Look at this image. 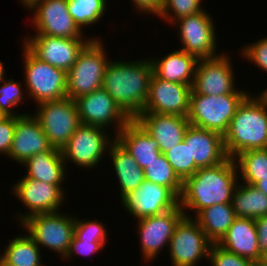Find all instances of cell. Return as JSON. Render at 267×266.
<instances>
[{"label": "cell", "instance_id": "obj_32", "mask_svg": "<svg viewBox=\"0 0 267 266\" xmlns=\"http://www.w3.org/2000/svg\"><path fill=\"white\" fill-rule=\"evenodd\" d=\"M145 180L169 188L178 198L181 195L183 181L177 176L164 154L152 161L144 169Z\"/></svg>", "mask_w": 267, "mask_h": 266}, {"label": "cell", "instance_id": "obj_36", "mask_svg": "<svg viewBox=\"0 0 267 266\" xmlns=\"http://www.w3.org/2000/svg\"><path fill=\"white\" fill-rule=\"evenodd\" d=\"M4 77L0 81V108L8 116H21L23 114H16L15 111H12L13 108H16L20 102H24L25 95L22 90V84L19 81H14L13 79L5 80ZM12 108V109H10Z\"/></svg>", "mask_w": 267, "mask_h": 266}, {"label": "cell", "instance_id": "obj_35", "mask_svg": "<svg viewBox=\"0 0 267 266\" xmlns=\"http://www.w3.org/2000/svg\"><path fill=\"white\" fill-rule=\"evenodd\" d=\"M201 2L202 0H163L158 16L173 24L182 17L203 11Z\"/></svg>", "mask_w": 267, "mask_h": 266}, {"label": "cell", "instance_id": "obj_43", "mask_svg": "<svg viewBox=\"0 0 267 266\" xmlns=\"http://www.w3.org/2000/svg\"><path fill=\"white\" fill-rule=\"evenodd\" d=\"M258 242L261 251L267 248V215L255 219Z\"/></svg>", "mask_w": 267, "mask_h": 266}, {"label": "cell", "instance_id": "obj_37", "mask_svg": "<svg viewBox=\"0 0 267 266\" xmlns=\"http://www.w3.org/2000/svg\"><path fill=\"white\" fill-rule=\"evenodd\" d=\"M74 236L77 239L99 240L104 246L107 241V231L102 222L97 220H81L75 217Z\"/></svg>", "mask_w": 267, "mask_h": 266}, {"label": "cell", "instance_id": "obj_1", "mask_svg": "<svg viewBox=\"0 0 267 266\" xmlns=\"http://www.w3.org/2000/svg\"><path fill=\"white\" fill-rule=\"evenodd\" d=\"M236 162L228 157L224 162L199 168L193 176L183 181L179 205L197 215L202 209L221 203H231L239 177Z\"/></svg>", "mask_w": 267, "mask_h": 266}, {"label": "cell", "instance_id": "obj_26", "mask_svg": "<svg viewBox=\"0 0 267 266\" xmlns=\"http://www.w3.org/2000/svg\"><path fill=\"white\" fill-rule=\"evenodd\" d=\"M65 161L60 149L52 147L47 152L35 154L22 165L26 166L25 177L57 185L62 189L66 177Z\"/></svg>", "mask_w": 267, "mask_h": 266}, {"label": "cell", "instance_id": "obj_42", "mask_svg": "<svg viewBox=\"0 0 267 266\" xmlns=\"http://www.w3.org/2000/svg\"><path fill=\"white\" fill-rule=\"evenodd\" d=\"M132 2L138 11L158 16L162 9L163 0H132Z\"/></svg>", "mask_w": 267, "mask_h": 266}, {"label": "cell", "instance_id": "obj_25", "mask_svg": "<svg viewBox=\"0 0 267 266\" xmlns=\"http://www.w3.org/2000/svg\"><path fill=\"white\" fill-rule=\"evenodd\" d=\"M198 58L178 49L158 59H151L153 73L169 82L183 83L192 87Z\"/></svg>", "mask_w": 267, "mask_h": 266}, {"label": "cell", "instance_id": "obj_28", "mask_svg": "<svg viewBox=\"0 0 267 266\" xmlns=\"http://www.w3.org/2000/svg\"><path fill=\"white\" fill-rule=\"evenodd\" d=\"M236 218L232 203H221L202 209L194 218L206 237L217 243Z\"/></svg>", "mask_w": 267, "mask_h": 266}, {"label": "cell", "instance_id": "obj_11", "mask_svg": "<svg viewBox=\"0 0 267 266\" xmlns=\"http://www.w3.org/2000/svg\"><path fill=\"white\" fill-rule=\"evenodd\" d=\"M74 100L81 124L106 130L112 125L116 130L115 136L131 120L103 87Z\"/></svg>", "mask_w": 267, "mask_h": 266}, {"label": "cell", "instance_id": "obj_13", "mask_svg": "<svg viewBox=\"0 0 267 266\" xmlns=\"http://www.w3.org/2000/svg\"><path fill=\"white\" fill-rule=\"evenodd\" d=\"M206 10L182 17L173 23L179 24V37L182 46L179 49L196 56L198 59L212 58L217 54V36L215 22Z\"/></svg>", "mask_w": 267, "mask_h": 266}, {"label": "cell", "instance_id": "obj_4", "mask_svg": "<svg viewBox=\"0 0 267 266\" xmlns=\"http://www.w3.org/2000/svg\"><path fill=\"white\" fill-rule=\"evenodd\" d=\"M100 38H92L80 51L75 64L67 72V98L76 99L103 85L105 69L110 60Z\"/></svg>", "mask_w": 267, "mask_h": 266}, {"label": "cell", "instance_id": "obj_51", "mask_svg": "<svg viewBox=\"0 0 267 266\" xmlns=\"http://www.w3.org/2000/svg\"><path fill=\"white\" fill-rule=\"evenodd\" d=\"M262 94L267 98V89L266 88L262 91Z\"/></svg>", "mask_w": 267, "mask_h": 266}, {"label": "cell", "instance_id": "obj_52", "mask_svg": "<svg viewBox=\"0 0 267 266\" xmlns=\"http://www.w3.org/2000/svg\"><path fill=\"white\" fill-rule=\"evenodd\" d=\"M263 102L265 103L267 109V98L264 95H263Z\"/></svg>", "mask_w": 267, "mask_h": 266}, {"label": "cell", "instance_id": "obj_27", "mask_svg": "<svg viewBox=\"0 0 267 266\" xmlns=\"http://www.w3.org/2000/svg\"><path fill=\"white\" fill-rule=\"evenodd\" d=\"M107 153L112 159V166L120 184V198H122L143 183L144 170L115 138L109 145Z\"/></svg>", "mask_w": 267, "mask_h": 266}, {"label": "cell", "instance_id": "obj_3", "mask_svg": "<svg viewBox=\"0 0 267 266\" xmlns=\"http://www.w3.org/2000/svg\"><path fill=\"white\" fill-rule=\"evenodd\" d=\"M228 157L252 150L267 148V109L263 94H248L237 107L227 132L223 135Z\"/></svg>", "mask_w": 267, "mask_h": 266}, {"label": "cell", "instance_id": "obj_38", "mask_svg": "<svg viewBox=\"0 0 267 266\" xmlns=\"http://www.w3.org/2000/svg\"><path fill=\"white\" fill-rule=\"evenodd\" d=\"M207 260L212 266H251L253 262L223 249L216 243H212Z\"/></svg>", "mask_w": 267, "mask_h": 266}, {"label": "cell", "instance_id": "obj_40", "mask_svg": "<svg viewBox=\"0 0 267 266\" xmlns=\"http://www.w3.org/2000/svg\"><path fill=\"white\" fill-rule=\"evenodd\" d=\"M103 248L104 245L99 240L77 239L74 236L64 259L73 258L72 256L76 253L80 256L92 255L91 253L95 254Z\"/></svg>", "mask_w": 267, "mask_h": 266}, {"label": "cell", "instance_id": "obj_5", "mask_svg": "<svg viewBox=\"0 0 267 266\" xmlns=\"http://www.w3.org/2000/svg\"><path fill=\"white\" fill-rule=\"evenodd\" d=\"M249 93H231L219 96L197 94L191 91L188 120L190 125L224 135L237 107Z\"/></svg>", "mask_w": 267, "mask_h": 266}, {"label": "cell", "instance_id": "obj_15", "mask_svg": "<svg viewBox=\"0 0 267 266\" xmlns=\"http://www.w3.org/2000/svg\"><path fill=\"white\" fill-rule=\"evenodd\" d=\"M84 38L85 36L83 38H63L33 35L27 36L23 45L40 61L49 63L67 73L75 64L80 51L92 39Z\"/></svg>", "mask_w": 267, "mask_h": 266}, {"label": "cell", "instance_id": "obj_10", "mask_svg": "<svg viewBox=\"0 0 267 266\" xmlns=\"http://www.w3.org/2000/svg\"><path fill=\"white\" fill-rule=\"evenodd\" d=\"M212 242L192 215H185L173 232L169 255L173 266H195L201 258L208 259Z\"/></svg>", "mask_w": 267, "mask_h": 266}, {"label": "cell", "instance_id": "obj_21", "mask_svg": "<svg viewBox=\"0 0 267 266\" xmlns=\"http://www.w3.org/2000/svg\"><path fill=\"white\" fill-rule=\"evenodd\" d=\"M135 120L158 142L162 154L183 140L190 125L188 117L173 114L141 113Z\"/></svg>", "mask_w": 267, "mask_h": 266}, {"label": "cell", "instance_id": "obj_6", "mask_svg": "<svg viewBox=\"0 0 267 266\" xmlns=\"http://www.w3.org/2000/svg\"><path fill=\"white\" fill-rule=\"evenodd\" d=\"M21 224L39 247H46L65 257L74 237L75 217L61 211L38 213L29 216Z\"/></svg>", "mask_w": 267, "mask_h": 266}, {"label": "cell", "instance_id": "obj_34", "mask_svg": "<svg viewBox=\"0 0 267 266\" xmlns=\"http://www.w3.org/2000/svg\"><path fill=\"white\" fill-rule=\"evenodd\" d=\"M164 155L182 181L193 176L199 169L194 160H191L189 141L185 137L179 144L165 152Z\"/></svg>", "mask_w": 267, "mask_h": 266}, {"label": "cell", "instance_id": "obj_44", "mask_svg": "<svg viewBox=\"0 0 267 266\" xmlns=\"http://www.w3.org/2000/svg\"><path fill=\"white\" fill-rule=\"evenodd\" d=\"M254 186L267 196V176L260 177V180Z\"/></svg>", "mask_w": 267, "mask_h": 266}, {"label": "cell", "instance_id": "obj_16", "mask_svg": "<svg viewBox=\"0 0 267 266\" xmlns=\"http://www.w3.org/2000/svg\"><path fill=\"white\" fill-rule=\"evenodd\" d=\"M123 207L136 219L168 212L179 205V198L167 187L144 180L133 192L121 198Z\"/></svg>", "mask_w": 267, "mask_h": 266}, {"label": "cell", "instance_id": "obj_2", "mask_svg": "<svg viewBox=\"0 0 267 266\" xmlns=\"http://www.w3.org/2000/svg\"><path fill=\"white\" fill-rule=\"evenodd\" d=\"M153 74L151 60L109 61L102 87L131 119L143 111Z\"/></svg>", "mask_w": 267, "mask_h": 266}, {"label": "cell", "instance_id": "obj_8", "mask_svg": "<svg viewBox=\"0 0 267 266\" xmlns=\"http://www.w3.org/2000/svg\"><path fill=\"white\" fill-rule=\"evenodd\" d=\"M37 106L33 116L39 121L50 145L61 150L81 125L75 100L65 97Z\"/></svg>", "mask_w": 267, "mask_h": 266}, {"label": "cell", "instance_id": "obj_45", "mask_svg": "<svg viewBox=\"0 0 267 266\" xmlns=\"http://www.w3.org/2000/svg\"><path fill=\"white\" fill-rule=\"evenodd\" d=\"M260 260L267 264V248L262 250Z\"/></svg>", "mask_w": 267, "mask_h": 266}, {"label": "cell", "instance_id": "obj_33", "mask_svg": "<svg viewBox=\"0 0 267 266\" xmlns=\"http://www.w3.org/2000/svg\"><path fill=\"white\" fill-rule=\"evenodd\" d=\"M106 0H67L68 12L78 27L91 26L105 14Z\"/></svg>", "mask_w": 267, "mask_h": 266}, {"label": "cell", "instance_id": "obj_17", "mask_svg": "<svg viewBox=\"0 0 267 266\" xmlns=\"http://www.w3.org/2000/svg\"><path fill=\"white\" fill-rule=\"evenodd\" d=\"M192 87L169 82L154 73L150 79L148 98L142 113L173 114L188 117Z\"/></svg>", "mask_w": 267, "mask_h": 266}, {"label": "cell", "instance_id": "obj_12", "mask_svg": "<svg viewBox=\"0 0 267 266\" xmlns=\"http://www.w3.org/2000/svg\"><path fill=\"white\" fill-rule=\"evenodd\" d=\"M29 10H33L32 25L37 34L51 37L82 38L83 30L74 22L68 12L67 0H37Z\"/></svg>", "mask_w": 267, "mask_h": 266}, {"label": "cell", "instance_id": "obj_18", "mask_svg": "<svg viewBox=\"0 0 267 266\" xmlns=\"http://www.w3.org/2000/svg\"><path fill=\"white\" fill-rule=\"evenodd\" d=\"M12 187L16 198L29 209L28 213L18 214L17 220L20 223L34 214L58 212L61 203L65 200V191L59 186L25 176Z\"/></svg>", "mask_w": 267, "mask_h": 266}, {"label": "cell", "instance_id": "obj_19", "mask_svg": "<svg viewBox=\"0 0 267 266\" xmlns=\"http://www.w3.org/2000/svg\"><path fill=\"white\" fill-rule=\"evenodd\" d=\"M186 214L188 213L178 205L163 214L138 220L137 228L144 260H154L164 245L169 246L176 225Z\"/></svg>", "mask_w": 267, "mask_h": 266}, {"label": "cell", "instance_id": "obj_50", "mask_svg": "<svg viewBox=\"0 0 267 266\" xmlns=\"http://www.w3.org/2000/svg\"><path fill=\"white\" fill-rule=\"evenodd\" d=\"M6 117H8V115H6L0 108V121L4 120Z\"/></svg>", "mask_w": 267, "mask_h": 266}, {"label": "cell", "instance_id": "obj_24", "mask_svg": "<svg viewBox=\"0 0 267 266\" xmlns=\"http://www.w3.org/2000/svg\"><path fill=\"white\" fill-rule=\"evenodd\" d=\"M115 139L143 170L162 154L158 142L135 119L130 120Z\"/></svg>", "mask_w": 267, "mask_h": 266}, {"label": "cell", "instance_id": "obj_20", "mask_svg": "<svg viewBox=\"0 0 267 266\" xmlns=\"http://www.w3.org/2000/svg\"><path fill=\"white\" fill-rule=\"evenodd\" d=\"M52 148L39 121L24 113L15 117V131L9 157L17 163L23 164L35 154L47 152Z\"/></svg>", "mask_w": 267, "mask_h": 266}, {"label": "cell", "instance_id": "obj_31", "mask_svg": "<svg viewBox=\"0 0 267 266\" xmlns=\"http://www.w3.org/2000/svg\"><path fill=\"white\" fill-rule=\"evenodd\" d=\"M233 159L239 168L237 170L240 171L243 183L255 185L260 177L267 176V148L248 150Z\"/></svg>", "mask_w": 267, "mask_h": 266}, {"label": "cell", "instance_id": "obj_48", "mask_svg": "<svg viewBox=\"0 0 267 266\" xmlns=\"http://www.w3.org/2000/svg\"><path fill=\"white\" fill-rule=\"evenodd\" d=\"M4 64L2 63V61L0 60V81L4 78V74H5V71H4Z\"/></svg>", "mask_w": 267, "mask_h": 266}, {"label": "cell", "instance_id": "obj_29", "mask_svg": "<svg viewBox=\"0 0 267 266\" xmlns=\"http://www.w3.org/2000/svg\"><path fill=\"white\" fill-rule=\"evenodd\" d=\"M238 183L234 189L231 202L235 216L254 220L266 216L267 196L254 185Z\"/></svg>", "mask_w": 267, "mask_h": 266}, {"label": "cell", "instance_id": "obj_9", "mask_svg": "<svg viewBox=\"0 0 267 266\" xmlns=\"http://www.w3.org/2000/svg\"><path fill=\"white\" fill-rule=\"evenodd\" d=\"M104 128L81 124L61 149L63 160H68L77 168H95L102 160L104 152L108 151L109 145L114 141L109 138Z\"/></svg>", "mask_w": 267, "mask_h": 266}, {"label": "cell", "instance_id": "obj_47", "mask_svg": "<svg viewBox=\"0 0 267 266\" xmlns=\"http://www.w3.org/2000/svg\"><path fill=\"white\" fill-rule=\"evenodd\" d=\"M0 266H14L13 264L6 261L1 255H0Z\"/></svg>", "mask_w": 267, "mask_h": 266}, {"label": "cell", "instance_id": "obj_7", "mask_svg": "<svg viewBox=\"0 0 267 266\" xmlns=\"http://www.w3.org/2000/svg\"><path fill=\"white\" fill-rule=\"evenodd\" d=\"M23 63L25 85L37 104L67 97V73L40 61L24 45Z\"/></svg>", "mask_w": 267, "mask_h": 266}, {"label": "cell", "instance_id": "obj_22", "mask_svg": "<svg viewBox=\"0 0 267 266\" xmlns=\"http://www.w3.org/2000/svg\"><path fill=\"white\" fill-rule=\"evenodd\" d=\"M184 137L189 141L191 160L198 168L216 166L228 158L223 135L218 132L189 125Z\"/></svg>", "mask_w": 267, "mask_h": 266}, {"label": "cell", "instance_id": "obj_41", "mask_svg": "<svg viewBox=\"0 0 267 266\" xmlns=\"http://www.w3.org/2000/svg\"><path fill=\"white\" fill-rule=\"evenodd\" d=\"M15 131V117L8 116L0 121V154L9 155Z\"/></svg>", "mask_w": 267, "mask_h": 266}, {"label": "cell", "instance_id": "obj_49", "mask_svg": "<svg viewBox=\"0 0 267 266\" xmlns=\"http://www.w3.org/2000/svg\"><path fill=\"white\" fill-rule=\"evenodd\" d=\"M251 266H267V264L263 263L261 260H255L252 262Z\"/></svg>", "mask_w": 267, "mask_h": 266}, {"label": "cell", "instance_id": "obj_39", "mask_svg": "<svg viewBox=\"0 0 267 266\" xmlns=\"http://www.w3.org/2000/svg\"><path fill=\"white\" fill-rule=\"evenodd\" d=\"M242 56L267 73V37L244 46Z\"/></svg>", "mask_w": 267, "mask_h": 266}, {"label": "cell", "instance_id": "obj_46", "mask_svg": "<svg viewBox=\"0 0 267 266\" xmlns=\"http://www.w3.org/2000/svg\"><path fill=\"white\" fill-rule=\"evenodd\" d=\"M37 0H20V2L23 4V6H25L26 8H28L32 3H34Z\"/></svg>", "mask_w": 267, "mask_h": 266}, {"label": "cell", "instance_id": "obj_14", "mask_svg": "<svg viewBox=\"0 0 267 266\" xmlns=\"http://www.w3.org/2000/svg\"><path fill=\"white\" fill-rule=\"evenodd\" d=\"M228 54L199 59L196 65L192 91L202 95L219 96L231 93H247L237 90L234 72Z\"/></svg>", "mask_w": 267, "mask_h": 266}, {"label": "cell", "instance_id": "obj_23", "mask_svg": "<svg viewBox=\"0 0 267 266\" xmlns=\"http://www.w3.org/2000/svg\"><path fill=\"white\" fill-rule=\"evenodd\" d=\"M216 244L251 261L260 260L261 257L262 251L259 247L254 219L236 217L228 231Z\"/></svg>", "mask_w": 267, "mask_h": 266}, {"label": "cell", "instance_id": "obj_30", "mask_svg": "<svg viewBox=\"0 0 267 266\" xmlns=\"http://www.w3.org/2000/svg\"><path fill=\"white\" fill-rule=\"evenodd\" d=\"M41 249L27 234L16 236L6 246L2 257L14 266L42 265Z\"/></svg>", "mask_w": 267, "mask_h": 266}]
</instances>
